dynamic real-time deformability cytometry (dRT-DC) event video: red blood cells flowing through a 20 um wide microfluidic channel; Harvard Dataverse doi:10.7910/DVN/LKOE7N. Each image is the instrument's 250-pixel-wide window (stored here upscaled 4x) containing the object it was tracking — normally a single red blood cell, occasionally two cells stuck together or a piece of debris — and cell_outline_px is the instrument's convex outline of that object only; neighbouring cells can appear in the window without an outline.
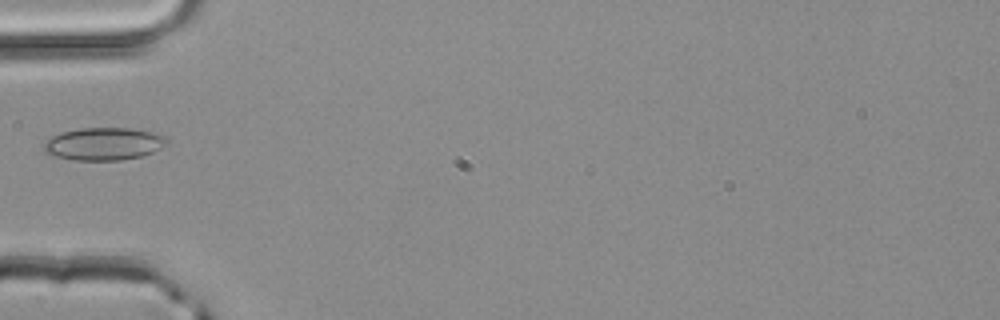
{"species": "common noctule bat (a hibernating species)", "species_latin": "Nyctalus noctula", "temperature_condition": "room temperature", "stored_images_in_passage": 2, "camera_frame_rate_fps": 3000, "um_per_image_px": 0.085, "animal": {"sex": "male", "body_mass_g": 20.4}, "frame": {"image": 1, "passage_image": 2, "time_ms": 0.333, "image_size_px": [1000, 320], "cell_outline_px": [[168, 144], [144, 156], [120, 160], [76, 160], [52, 156], [44, 152], [44, 144], [52, 136], [60, 132], [80, 128], [132, 128], [156, 132], [164, 136], [168, 140]], "centroid_in_image_um": [8.84, 12.22], "position_along_channel_um": 76.2, "area_um2": 23.58}}